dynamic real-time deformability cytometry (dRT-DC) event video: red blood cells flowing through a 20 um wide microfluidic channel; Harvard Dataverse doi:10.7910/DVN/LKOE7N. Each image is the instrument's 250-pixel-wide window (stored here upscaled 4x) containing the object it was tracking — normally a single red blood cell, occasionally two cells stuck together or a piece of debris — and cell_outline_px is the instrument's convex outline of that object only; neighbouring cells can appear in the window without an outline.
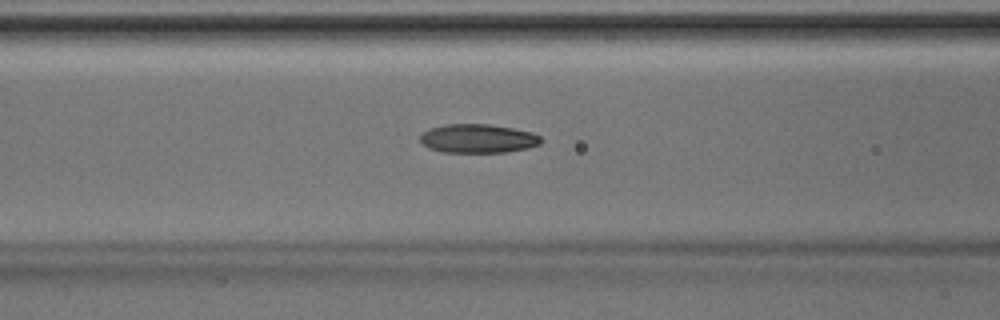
{"species": "Egyptian fruit bat (a non-hibernating species)", "species_latin": "Rousettus aegyptiacus", "temperature_condition": "room temperature", "stored_images_in_passage": 40, "camera_frame_rate_fps": 3000, "um_per_image_px": 0.085, "animal": {"sex": "male"}, "frame": {"image": 1, "passage_image": 17, "time_ms": 5.333, "image_size_px": [1000, 320], "cell_outline_px": [[540, 144], [528, 148], [508, 152], [444, 152], [428, 148], [420, 140], [420, 136], [424, 132], [432, 128], [444, 124], [488, 124], [512, 128], [532, 132], [540, 136]], "centroid_in_image_um": [40.64, 11.78], "position_along_channel_um": 126.0, "area_um2": 20.17}}
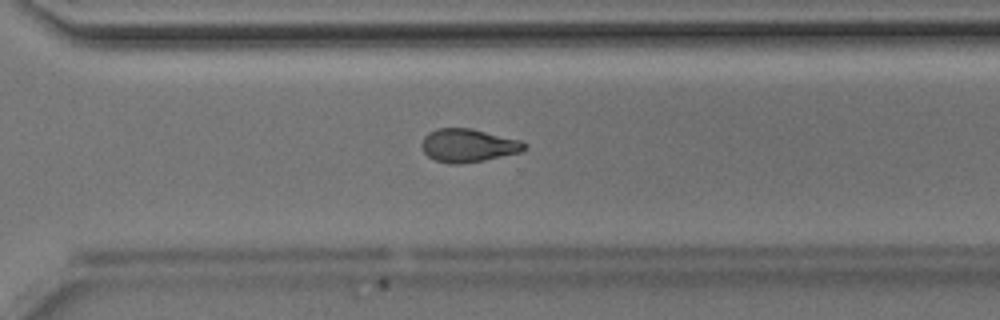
{"frame": {"image": 2, "passage_image": 31, "time_ms": 10.0, "image_size_px": [1000, 320], "cell_outline_px": [[528, 148], [520, 152], [484, 160], [460, 164], [452, 164], [436, 160], [428, 156], [424, 152], [420, 144], [424, 136], [428, 132], [436, 128], [472, 128], [520, 140], [528, 144]], "centroid_in_image_um": [39.79, 12.35], "position_along_channel_um": 330.8, "area_um2": 20.0}}
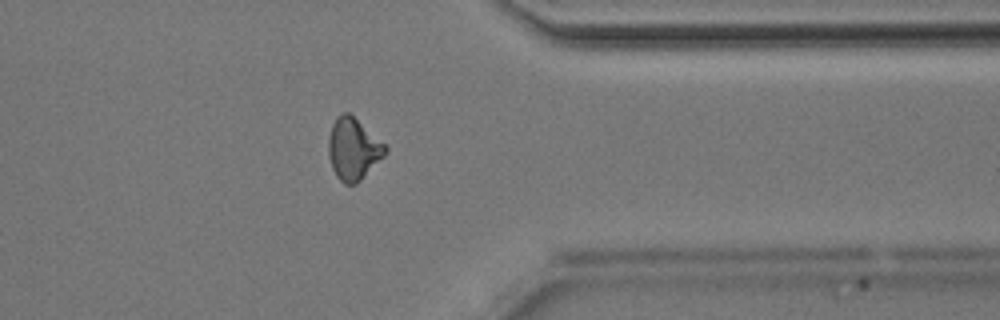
{"frame": {"image": 3, "passage_image": 35, "time_ms": 11.333, "image_size_px": [1000, 320], "cell_outline_px": [[388, 152], [356, 184], [344, 184], [336, 176], [332, 168], [328, 156], [328, 136], [332, 124], [336, 116], [344, 112], [348, 112], [384, 144], [388, 148]], "centroid_in_image_um": [29.99, 12.67], "position_along_channel_um": 381.4, "area_um2": 20.29}}